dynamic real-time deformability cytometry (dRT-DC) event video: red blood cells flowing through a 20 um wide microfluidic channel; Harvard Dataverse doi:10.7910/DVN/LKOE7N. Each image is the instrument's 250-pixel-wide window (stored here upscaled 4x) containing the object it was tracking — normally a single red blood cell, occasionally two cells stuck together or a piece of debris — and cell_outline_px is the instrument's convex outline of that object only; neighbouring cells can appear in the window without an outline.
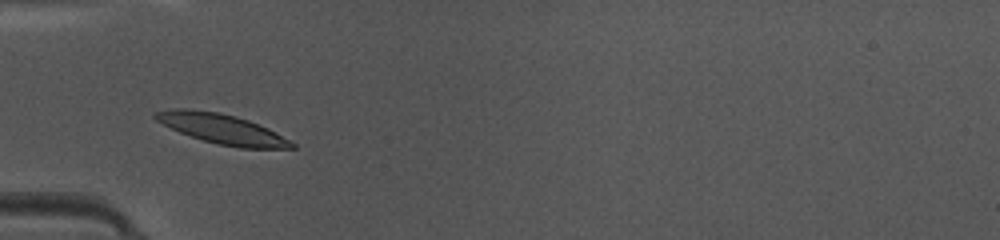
{"species": "common noctule bat (a hibernating species)", "species_latin": "Nyctalus noctula", "temperature_condition": "warm", "stored_images_in_passage": 34, "camera_frame_rate_fps": 3000, "um_per_image_px": 0.085, "animal": {"sex": "female", "body_mass_g": 10.0, "forearm_length_mm": 53.1}, "frame": {"image": 1, "passage_image": 2, "time_ms": 0.333, "image_size_px": [1000, 240], "cell_outline_px": [[296, 148], [240, 148], [220, 144], [204, 140], [180, 132], [156, 120], [152, 116], [156, 112], [172, 108], [184, 108], [216, 112], [236, 116], [248, 120], [268, 128], [276, 132], [296, 144]], "centroid_in_image_um": [18.89, 10.95], "position_along_channel_um": 66.1, "area_um2": 23.35}}
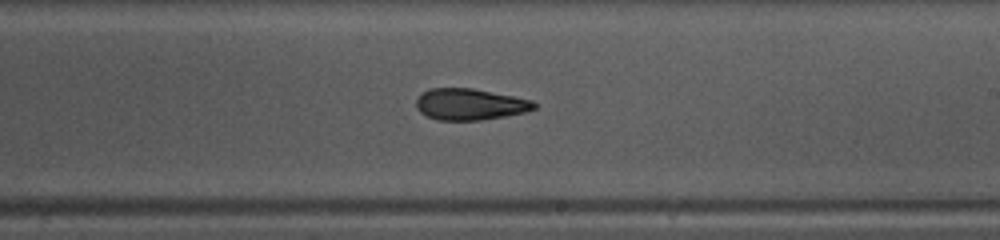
{"frame": {"image": 2, "passage_image": 15, "time_ms": 4.667, "image_size_px": [1000, 240], "cell_outline_px": [[536, 108], [524, 112], [504, 116], [480, 120], [436, 120], [420, 112], [416, 108], [416, 96], [428, 88], [472, 88], [532, 100], [536, 104]], "centroid_in_image_um": [39.89, 8.86], "position_along_channel_um": 249.1, "area_um2": 21.56}}
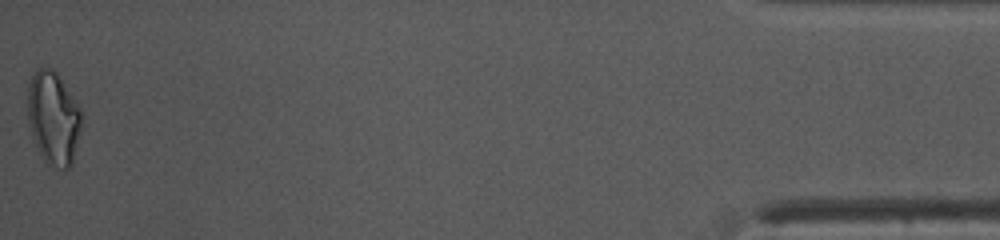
{"frame": {"image": 3, "passage_image": 34, "time_ms": 11.0, "image_size_px": [1000, 240], "cell_outline_px": [[80, 132], [72, 164], [68, 168], [64, 168], [44, 160], [32, 136], [28, 120], [28, 88], [32, 76], [40, 68], [52, 68], [60, 76], [80, 108]], "centroid_in_image_um": [4.54, 10.0], "position_along_channel_um": 430.7, "area_um2": 28.55}, "authors_computed_cell_mechanics": {"area_um2": 22.4264, "velocity_mm_per_s": 4.2354, "shape_relaxation_time_tau1_ms": 6.276, "shape_relaxation_time_tau2_ms": 2.3183, "deformation_change_tau1": 0.1726, "deformation_change_tau2": 0.1003}}